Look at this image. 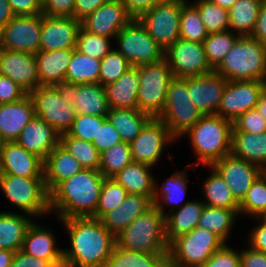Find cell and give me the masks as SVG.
<instances>
[{
  "mask_svg": "<svg viewBox=\"0 0 266 267\" xmlns=\"http://www.w3.org/2000/svg\"><path fill=\"white\" fill-rule=\"evenodd\" d=\"M68 230L71 248L63 249V262L72 267H104L116 245V237L100 219L60 220Z\"/></svg>",
  "mask_w": 266,
  "mask_h": 267,
  "instance_id": "cell-1",
  "label": "cell"
},
{
  "mask_svg": "<svg viewBox=\"0 0 266 267\" xmlns=\"http://www.w3.org/2000/svg\"><path fill=\"white\" fill-rule=\"evenodd\" d=\"M104 176L99 170L83 169L60 182L50 192V210L67 218L93 217L99 202Z\"/></svg>",
  "mask_w": 266,
  "mask_h": 267,
  "instance_id": "cell-2",
  "label": "cell"
},
{
  "mask_svg": "<svg viewBox=\"0 0 266 267\" xmlns=\"http://www.w3.org/2000/svg\"><path fill=\"white\" fill-rule=\"evenodd\" d=\"M233 122L216 114L203 115L184 135L189 136L192 148L198 157L196 166H211L231 153Z\"/></svg>",
  "mask_w": 266,
  "mask_h": 267,
  "instance_id": "cell-3",
  "label": "cell"
},
{
  "mask_svg": "<svg viewBox=\"0 0 266 267\" xmlns=\"http://www.w3.org/2000/svg\"><path fill=\"white\" fill-rule=\"evenodd\" d=\"M214 71L227 81L266 82V45L251 36H239Z\"/></svg>",
  "mask_w": 266,
  "mask_h": 267,
  "instance_id": "cell-4",
  "label": "cell"
},
{
  "mask_svg": "<svg viewBox=\"0 0 266 267\" xmlns=\"http://www.w3.org/2000/svg\"><path fill=\"white\" fill-rule=\"evenodd\" d=\"M116 245L141 253H168L165 215L153 205L116 236Z\"/></svg>",
  "mask_w": 266,
  "mask_h": 267,
  "instance_id": "cell-5",
  "label": "cell"
},
{
  "mask_svg": "<svg viewBox=\"0 0 266 267\" xmlns=\"http://www.w3.org/2000/svg\"><path fill=\"white\" fill-rule=\"evenodd\" d=\"M204 114L192 103L187 81L173 77L167 89L162 112L156 117L169 129L170 135L178 140L183 137Z\"/></svg>",
  "mask_w": 266,
  "mask_h": 267,
  "instance_id": "cell-6",
  "label": "cell"
},
{
  "mask_svg": "<svg viewBox=\"0 0 266 267\" xmlns=\"http://www.w3.org/2000/svg\"><path fill=\"white\" fill-rule=\"evenodd\" d=\"M0 189L10 203L27 215L37 217L51 213L50 193L44 177L0 174Z\"/></svg>",
  "mask_w": 266,
  "mask_h": 267,
  "instance_id": "cell-7",
  "label": "cell"
},
{
  "mask_svg": "<svg viewBox=\"0 0 266 267\" xmlns=\"http://www.w3.org/2000/svg\"><path fill=\"white\" fill-rule=\"evenodd\" d=\"M224 244L216 234L195 227L169 245L167 260L173 267H201Z\"/></svg>",
  "mask_w": 266,
  "mask_h": 267,
  "instance_id": "cell-8",
  "label": "cell"
},
{
  "mask_svg": "<svg viewBox=\"0 0 266 267\" xmlns=\"http://www.w3.org/2000/svg\"><path fill=\"white\" fill-rule=\"evenodd\" d=\"M138 70V109L156 118L165 106L167 89L173 78L172 71L165 58L156 63L139 66Z\"/></svg>",
  "mask_w": 266,
  "mask_h": 267,
  "instance_id": "cell-9",
  "label": "cell"
},
{
  "mask_svg": "<svg viewBox=\"0 0 266 267\" xmlns=\"http://www.w3.org/2000/svg\"><path fill=\"white\" fill-rule=\"evenodd\" d=\"M120 52L131 64L139 67L164 58L165 50L149 35L137 18H133L115 36Z\"/></svg>",
  "mask_w": 266,
  "mask_h": 267,
  "instance_id": "cell-10",
  "label": "cell"
},
{
  "mask_svg": "<svg viewBox=\"0 0 266 267\" xmlns=\"http://www.w3.org/2000/svg\"><path fill=\"white\" fill-rule=\"evenodd\" d=\"M183 3L161 1L141 13L137 19L149 35L166 50L180 38V16Z\"/></svg>",
  "mask_w": 266,
  "mask_h": 267,
  "instance_id": "cell-11",
  "label": "cell"
},
{
  "mask_svg": "<svg viewBox=\"0 0 266 267\" xmlns=\"http://www.w3.org/2000/svg\"><path fill=\"white\" fill-rule=\"evenodd\" d=\"M28 95L33 101L36 117L47 122L60 135L67 133L77 114L72 104L61 98L55 86L39 85Z\"/></svg>",
  "mask_w": 266,
  "mask_h": 267,
  "instance_id": "cell-12",
  "label": "cell"
},
{
  "mask_svg": "<svg viewBox=\"0 0 266 267\" xmlns=\"http://www.w3.org/2000/svg\"><path fill=\"white\" fill-rule=\"evenodd\" d=\"M173 77L201 76L214 69L205 55L203 43L177 39L164 52Z\"/></svg>",
  "mask_w": 266,
  "mask_h": 267,
  "instance_id": "cell-13",
  "label": "cell"
},
{
  "mask_svg": "<svg viewBox=\"0 0 266 267\" xmlns=\"http://www.w3.org/2000/svg\"><path fill=\"white\" fill-rule=\"evenodd\" d=\"M41 14L15 16L0 29V48L36 54L40 48Z\"/></svg>",
  "mask_w": 266,
  "mask_h": 267,
  "instance_id": "cell-14",
  "label": "cell"
},
{
  "mask_svg": "<svg viewBox=\"0 0 266 267\" xmlns=\"http://www.w3.org/2000/svg\"><path fill=\"white\" fill-rule=\"evenodd\" d=\"M61 98L74 107L76 114L107 116L109 104L105 86L99 83L76 84L62 82L54 85Z\"/></svg>",
  "mask_w": 266,
  "mask_h": 267,
  "instance_id": "cell-15",
  "label": "cell"
},
{
  "mask_svg": "<svg viewBox=\"0 0 266 267\" xmlns=\"http://www.w3.org/2000/svg\"><path fill=\"white\" fill-rule=\"evenodd\" d=\"M176 141L169 133L168 127L158 118H152L140 134L129 143L134 162L148 164L152 167L160 160L164 148Z\"/></svg>",
  "mask_w": 266,
  "mask_h": 267,
  "instance_id": "cell-16",
  "label": "cell"
},
{
  "mask_svg": "<svg viewBox=\"0 0 266 267\" xmlns=\"http://www.w3.org/2000/svg\"><path fill=\"white\" fill-rule=\"evenodd\" d=\"M265 81H227L216 115L235 121L241 114L255 108Z\"/></svg>",
  "mask_w": 266,
  "mask_h": 267,
  "instance_id": "cell-17",
  "label": "cell"
},
{
  "mask_svg": "<svg viewBox=\"0 0 266 267\" xmlns=\"http://www.w3.org/2000/svg\"><path fill=\"white\" fill-rule=\"evenodd\" d=\"M211 167L220 174L239 204L254 181L264 172L258 166L235 157L231 153L214 162Z\"/></svg>",
  "mask_w": 266,
  "mask_h": 267,
  "instance_id": "cell-18",
  "label": "cell"
},
{
  "mask_svg": "<svg viewBox=\"0 0 266 267\" xmlns=\"http://www.w3.org/2000/svg\"><path fill=\"white\" fill-rule=\"evenodd\" d=\"M81 21L74 17L46 16L41 14L40 48L54 51L76 48Z\"/></svg>",
  "mask_w": 266,
  "mask_h": 267,
  "instance_id": "cell-19",
  "label": "cell"
},
{
  "mask_svg": "<svg viewBox=\"0 0 266 267\" xmlns=\"http://www.w3.org/2000/svg\"><path fill=\"white\" fill-rule=\"evenodd\" d=\"M133 18L121 0H109L84 18L81 26L91 33L115 39Z\"/></svg>",
  "mask_w": 266,
  "mask_h": 267,
  "instance_id": "cell-20",
  "label": "cell"
},
{
  "mask_svg": "<svg viewBox=\"0 0 266 267\" xmlns=\"http://www.w3.org/2000/svg\"><path fill=\"white\" fill-rule=\"evenodd\" d=\"M192 103L204 114H216L227 80L216 71L201 76L184 77Z\"/></svg>",
  "mask_w": 266,
  "mask_h": 267,
  "instance_id": "cell-21",
  "label": "cell"
},
{
  "mask_svg": "<svg viewBox=\"0 0 266 267\" xmlns=\"http://www.w3.org/2000/svg\"><path fill=\"white\" fill-rule=\"evenodd\" d=\"M0 74L11 78L28 94L40 85L35 54L0 48Z\"/></svg>",
  "mask_w": 266,
  "mask_h": 267,
  "instance_id": "cell-22",
  "label": "cell"
},
{
  "mask_svg": "<svg viewBox=\"0 0 266 267\" xmlns=\"http://www.w3.org/2000/svg\"><path fill=\"white\" fill-rule=\"evenodd\" d=\"M44 161L28 152L15 141L3 142L0 146V174L19 177H44Z\"/></svg>",
  "mask_w": 266,
  "mask_h": 267,
  "instance_id": "cell-23",
  "label": "cell"
},
{
  "mask_svg": "<svg viewBox=\"0 0 266 267\" xmlns=\"http://www.w3.org/2000/svg\"><path fill=\"white\" fill-rule=\"evenodd\" d=\"M15 142L44 161L60 143V134L47 122L35 116L23 128Z\"/></svg>",
  "mask_w": 266,
  "mask_h": 267,
  "instance_id": "cell-24",
  "label": "cell"
},
{
  "mask_svg": "<svg viewBox=\"0 0 266 267\" xmlns=\"http://www.w3.org/2000/svg\"><path fill=\"white\" fill-rule=\"evenodd\" d=\"M35 117L29 95L14 103L0 104V138L2 142L15 141L23 128Z\"/></svg>",
  "mask_w": 266,
  "mask_h": 267,
  "instance_id": "cell-25",
  "label": "cell"
},
{
  "mask_svg": "<svg viewBox=\"0 0 266 267\" xmlns=\"http://www.w3.org/2000/svg\"><path fill=\"white\" fill-rule=\"evenodd\" d=\"M153 206L149 196L128 194L115 209L107 212L100 220L103 226L115 237L118 236L135 218Z\"/></svg>",
  "mask_w": 266,
  "mask_h": 267,
  "instance_id": "cell-26",
  "label": "cell"
},
{
  "mask_svg": "<svg viewBox=\"0 0 266 267\" xmlns=\"http://www.w3.org/2000/svg\"><path fill=\"white\" fill-rule=\"evenodd\" d=\"M84 167L63 146L58 144L44 160L43 175L49 193L62 181L82 171Z\"/></svg>",
  "mask_w": 266,
  "mask_h": 267,
  "instance_id": "cell-27",
  "label": "cell"
},
{
  "mask_svg": "<svg viewBox=\"0 0 266 267\" xmlns=\"http://www.w3.org/2000/svg\"><path fill=\"white\" fill-rule=\"evenodd\" d=\"M74 53V48L54 51L39 50L35 54L40 85L60 84L65 81L66 71Z\"/></svg>",
  "mask_w": 266,
  "mask_h": 267,
  "instance_id": "cell-28",
  "label": "cell"
},
{
  "mask_svg": "<svg viewBox=\"0 0 266 267\" xmlns=\"http://www.w3.org/2000/svg\"><path fill=\"white\" fill-rule=\"evenodd\" d=\"M55 235L45 227L32 222L25 234L22 251L47 261H63V249L56 246Z\"/></svg>",
  "mask_w": 266,
  "mask_h": 267,
  "instance_id": "cell-29",
  "label": "cell"
},
{
  "mask_svg": "<svg viewBox=\"0 0 266 267\" xmlns=\"http://www.w3.org/2000/svg\"><path fill=\"white\" fill-rule=\"evenodd\" d=\"M140 85L138 67H130L118 80L105 86L110 108L137 109V93Z\"/></svg>",
  "mask_w": 266,
  "mask_h": 267,
  "instance_id": "cell-30",
  "label": "cell"
},
{
  "mask_svg": "<svg viewBox=\"0 0 266 267\" xmlns=\"http://www.w3.org/2000/svg\"><path fill=\"white\" fill-rule=\"evenodd\" d=\"M231 154L266 171V132L232 131Z\"/></svg>",
  "mask_w": 266,
  "mask_h": 267,
  "instance_id": "cell-31",
  "label": "cell"
},
{
  "mask_svg": "<svg viewBox=\"0 0 266 267\" xmlns=\"http://www.w3.org/2000/svg\"><path fill=\"white\" fill-rule=\"evenodd\" d=\"M204 207L205 203L203 200L189 201L176 209L177 211L167 212L165 226L168 246L178 237L187 234L197 227Z\"/></svg>",
  "mask_w": 266,
  "mask_h": 267,
  "instance_id": "cell-32",
  "label": "cell"
},
{
  "mask_svg": "<svg viewBox=\"0 0 266 267\" xmlns=\"http://www.w3.org/2000/svg\"><path fill=\"white\" fill-rule=\"evenodd\" d=\"M151 168L148 164L133 161L112 178L122 185L128 194H139L153 199L155 179L150 173Z\"/></svg>",
  "mask_w": 266,
  "mask_h": 267,
  "instance_id": "cell-33",
  "label": "cell"
},
{
  "mask_svg": "<svg viewBox=\"0 0 266 267\" xmlns=\"http://www.w3.org/2000/svg\"><path fill=\"white\" fill-rule=\"evenodd\" d=\"M107 119L120 134L123 142H132L153 118L150 114L137 109L109 108Z\"/></svg>",
  "mask_w": 266,
  "mask_h": 267,
  "instance_id": "cell-34",
  "label": "cell"
},
{
  "mask_svg": "<svg viewBox=\"0 0 266 267\" xmlns=\"http://www.w3.org/2000/svg\"><path fill=\"white\" fill-rule=\"evenodd\" d=\"M188 179L186 176V171L182 170V172H175L172 176L168 177L166 181L163 182L161 185L160 190L157 187L155 181V190L153 196V205L163 214L166 216L164 205H171L169 211L172 212L173 210L180 208L185 203L189 201H184L181 203L186 194V190L188 187L187 183ZM164 204V205H162ZM176 206V207H175Z\"/></svg>",
  "mask_w": 266,
  "mask_h": 267,
  "instance_id": "cell-35",
  "label": "cell"
},
{
  "mask_svg": "<svg viewBox=\"0 0 266 267\" xmlns=\"http://www.w3.org/2000/svg\"><path fill=\"white\" fill-rule=\"evenodd\" d=\"M30 215L0 212V249L13 252L22 249L26 231L33 222Z\"/></svg>",
  "mask_w": 266,
  "mask_h": 267,
  "instance_id": "cell-36",
  "label": "cell"
},
{
  "mask_svg": "<svg viewBox=\"0 0 266 267\" xmlns=\"http://www.w3.org/2000/svg\"><path fill=\"white\" fill-rule=\"evenodd\" d=\"M239 209L210 207L205 205L198 221L197 227L216 234L225 244L230 231L239 217Z\"/></svg>",
  "mask_w": 266,
  "mask_h": 267,
  "instance_id": "cell-37",
  "label": "cell"
},
{
  "mask_svg": "<svg viewBox=\"0 0 266 267\" xmlns=\"http://www.w3.org/2000/svg\"><path fill=\"white\" fill-rule=\"evenodd\" d=\"M263 0H236L229 11V27L239 36H250L254 30Z\"/></svg>",
  "mask_w": 266,
  "mask_h": 267,
  "instance_id": "cell-38",
  "label": "cell"
},
{
  "mask_svg": "<svg viewBox=\"0 0 266 267\" xmlns=\"http://www.w3.org/2000/svg\"><path fill=\"white\" fill-rule=\"evenodd\" d=\"M101 60L82 54L74 48V53L66 71L65 81L76 84L99 83Z\"/></svg>",
  "mask_w": 266,
  "mask_h": 267,
  "instance_id": "cell-39",
  "label": "cell"
},
{
  "mask_svg": "<svg viewBox=\"0 0 266 267\" xmlns=\"http://www.w3.org/2000/svg\"><path fill=\"white\" fill-rule=\"evenodd\" d=\"M168 253H141L115 245L104 267H160Z\"/></svg>",
  "mask_w": 266,
  "mask_h": 267,
  "instance_id": "cell-40",
  "label": "cell"
},
{
  "mask_svg": "<svg viewBox=\"0 0 266 267\" xmlns=\"http://www.w3.org/2000/svg\"><path fill=\"white\" fill-rule=\"evenodd\" d=\"M212 174L203 182V193L206 200L203 202L210 207L227 209H239V203L235 200L229 186L220 174L211 166Z\"/></svg>",
  "mask_w": 266,
  "mask_h": 267,
  "instance_id": "cell-41",
  "label": "cell"
},
{
  "mask_svg": "<svg viewBox=\"0 0 266 267\" xmlns=\"http://www.w3.org/2000/svg\"><path fill=\"white\" fill-rule=\"evenodd\" d=\"M59 144L73 155L85 169L99 170L101 153L91 142L63 133L60 135Z\"/></svg>",
  "mask_w": 266,
  "mask_h": 267,
  "instance_id": "cell-42",
  "label": "cell"
},
{
  "mask_svg": "<svg viewBox=\"0 0 266 267\" xmlns=\"http://www.w3.org/2000/svg\"><path fill=\"white\" fill-rule=\"evenodd\" d=\"M132 162L130 145L122 141L101 153L99 172L105 178H112Z\"/></svg>",
  "mask_w": 266,
  "mask_h": 267,
  "instance_id": "cell-43",
  "label": "cell"
},
{
  "mask_svg": "<svg viewBox=\"0 0 266 267\" xmlns=\"http://www.w3.org/2000/svg\"><path fill=\"white\" fill-rule=\"evenodd\" d=\"M252 218L266 217V172L254 181L245 198L239 204V214Z\"/></svg>",
  "mask_w": 266,
  "mask_h": 267,
  "instance_id": "cell-44",
  "label": "cell"
},
{
  "mask_svg": "<svg viewBox=\"0 0 266 267\" xmlns=\"http://www.w3.org/2000/svg\"><path fill=\"white\" fill-rule=\"evenodd\" d=\"M238 38L239 35L231 30L208 34L203 45L207 60L213 69L222 62Z\"/></svg>",
  "mask_w": 266,
  "mask_h": 267,
  "instance_id": "cell-45",
  "label": "cell"
},
{
  "mask_svg": "<svg viewBox=\"0 0 266 267\" xmlns=\"http://www.w3.org/2000/svg\"><path fill=\"white\" fill-rule=\"evenodd\" d=\"M179 25L183 40L203 43L208 36L201 14L193 3H183Z\"/></svg>",
  "mask_w": 266,
  "mask_h": 267,
  "instance_id": "cell-46",
  "label": "cell"
},
{
  "mask_svg": "<svg viewBox=\"0 0 266 267\" xmlns=\"http://www.w3.org/2000/svg\"><path fill=\"white\" fill-rule=\"evenodd\" d=\"M193 4L201 14L208 34L230 30L228 9L209 0H196Z\"/></svg>",
  "mask_w": 266,
  "mask_h": 267,
  "instance_id": "cell-47",
  "label": "cell"
},
{
  "mask_svg": "<svg viewBox=\"0 0 266 267\" xmlns=\"http://www.w3.org/2000/svg\"><path fill=\"white\" fill-rule=\"evenodd\" d=\"M128 196L127 190L113 178H104L96 213L92 218L101 219L107 212L117 208Z\"/></svg>",
  "mask_w": 266,
  "mask_h": 267,
  "instance_id": "cell-48",
  "label": "cell"
},
{
  "mask_svg": "<svg viewBox=\"0 0 266 267\" xmlns=\"http://www.w3.org/2000/svg\"><path fill=\"white\" fill-rule=\"evenodd\" d=\"M76 50L102 60L112 50L111 38L91 33L81 26L77 36Z\"/></svg>",
  "mask_w": 266,
  "mask_h": 267,
  "instance_id": "cell-49",
  "label": "cell"
},
{
  "mask_svg": "<svg viewBox=\"0 0 266 267\" xmlns=\"http://www.w3.org/2000/svg\"><path fill=\"white\" fill-rule=\"evenodd\" d=\"M131 66L128 60L115 48L100 63L99 84L106 86L118 80Z\"/></svg>",
  "mask_w": 266,
  "mask_h": 267,
  "instance_id": "cell-50",
  "label": "cell"
},
{
  "mask_svg": "<svg viewBox=\"0 0 266 267\" xmlns=\"http://www.w3.org/2000/svg\"><path fill=\"white\" fill-rule=\"evenodd\" d=\"M106 119V116L77 114L67 134L92 143L94 137H97L98 123H103Z\"/></svg>",
  "mask_w": 266,
  "mask_h": 267,
  "instance_id": "cell-51",
  "label": "cell"
},
{
  "mask_svg": "<svg viewBox=\"0 0 266 267\" xmlns=\"http://www.w3.org/2000/svg\"><path fill=\"white\" fill-rule=\"evenodd\" d=\"M232 131L264 133L266 132V119L256 108H252L233 121Z\"/></svg>",
  "mask_w": 266,
  "mask_h": 267,
  "instance_id": "cell-52",
  "label": "cell"
},
{
  "mask_svg": "<svg viewBox=\"0 0 266 267\" xmlns=\"http://www.w3.org/2000/svg\"><path fill=\"white\" fill-rule=\"evenodd\" d=\"M120 142H122L120 134L108 119L103 123H98L97 137H94L92 144L100 153Z\"/></svg>",
  "mask_w": 266,
  "mask_h": 267,
  "instance_id": "cell-53",
  "label": "cell"
},
{
  "mask_svg": "<svg viewBox=\"0 0 266 267\" xmlns=\"http://www.w3.org/2000/svg\"><path fill=\"white\" fill-rule=\"evenodd\" d=\"M201 267H240V252L224 244Z\"/></svg>",
  "mask_w": 266,
  "mask_h": 267,
  "instance_id": "cell-54",
  "label": "cell"
},
{
  "mask_svg": "<svg viewBox=\"0 0 266 267\" xmlns=\"http://www.w3.org/2000/svg\"><path fill=\"white\" fill-rule=\"evenodd\" d=\"M28 93L6 75L0 74V104L22 100Z\"/></svg>",
  "mask_w": 266,
  "mask_h": 267,
  "instance_id": "cell-55",
  "label": "cell"
},
{
  "mask_svg": "<svg viewBox=\"0 0 266 267\" xmlns=\"http://www.w3.org/2000/svg\"><path fill=\"white\" fill-rule=\"evenodd\" d=\"M75 0H44L42 14L46 16L73 17Z\"/></svg>",
  "mask_w": 266,
  "mask_h": 267,
  "instance_id": "cell-56",
  "label": "cell"
},
{
  "mask_svg": "<svg viewBox=\"0 0 266 267\" xmlns=\"http://www.w3.org/2000/svg\"><path fill=\"white\" fill-rule=\"evenodd\" d=\"M63 261H47L25 254L22 250L14 253L11 267H54Z\"/></svg>",
  "mask_w": 266,
  "mask_h": 267,
  "instance_id": "cell-57",
  "label": "cell"
},
{
  "mask_svg": "<svg viewBox=\"0 0 266 267\" xmlns=\"http://www.w3.org/2000/svg\"><path fill=\"white\" fill-rule=\"evenodd\" d=\"M15 16H32L42 14L39 0H8Z\"/></svg>",
  "mask_w": 266,
  "mask_h": 267,
  "instance_id": "cell-58",
  "label": "cell"
},
{
  "mask_svg": "<svg viewBox=\"0 0 266 267\" xmlns=\"http://www.w3.org/2000/svg\"><path fill=\"white\" fill-rule=\"evenodd\" d=\"M255 219H258L259 224L248 234L249 246L256 251L266 253V218Z\"/></svg>",
  "mask_w": 266,
  "mask_h": 267,
  "instance_id": "cell-59",
  "label": "cell"
},
{
  "mask_svg": "<svg viewBox=\"0 0 266 267\" xmlns=\"http://www.w3.org/2000/svg\"><path fill=\"white\" fill-rule=\"evenodd\" d=\"M108 1L109 0H75L73 17L79 21H82Z\"/></svg>",
  "mask_w": 266,
  "mask_h": 267,
  "instance_id": "cell-60",
  "label": "cell"
},
{
  "mask_svg": "<svg viewBox=\"0 0 266 267\" xmlns=\"http://www.w3.org/2000/svg\"><path fill=\"white\" fill-rule=\"evenodd\" d=\"M240 267H266V253L249 249L240 251Z\"/></svg>",
  "mask_w": 266,
  "mask_h": 267,
  "instance_id": "cell-61",
  "label": "cell"
},
{
  "mask_svg": "<svg viewBox=\"0 0 266 267\" xmlns=\"http://www.w3.org/2000/svg\"><path fill=\"white\" fill-rule=\"evenodd\" d=\"M250 36L266 45V0H263L260 6L258 18Z\"/></svg>",
  "mask_w": 266,
  "mask_h": 267,
  "instance_id": "cell-62",
  "label": "cell"
},
{
  "mask_svg": "<svg viewBox=\"0 0 266 267\" xmlns=\"http://www.w3.org/2000/svg\"><path fill=\"white\" fill-rule=\"evenodd\" d=\"M121 2L126 6L127 11L134 18H137L141 13L152 8L161 0H121Z\"/></svg>",
  "mask_w": 266,
  "mask_h": 267,
  "instance_id": "cell-63",
  "label": "cell"
},
{
  "mask_svg": "<svg viewBox=\"0 0 266 267\" xmlns=\"http://www.w3.org/2000/svg\"><path fill=\"white\" fill-rule=\"evenodd\" d=\"M15 17L8 0H0V29Z\"/></svg>",
  "mask_w": 266,
  "mask_h": 267,
  "instance_id": "cell-64",
  "label": "cell"
},
{
  "mask_svg": "<svg viewBox=\"0 0 266 267\" xmlns=\"http://www.w3.org/2000/svg\"><path fill=\"white\" fill-rule=\"evenodd\" d=\"M14 253L10 250L0 249V267H11Z\"/></svg>",
  "mask_w": 266,
  "mask_h": 267,
  "instance_id": "cell-65",
  "label": "cell"
},
{
  "mask_svg": "<svg viewBox=\"0 0 266 267\" xmlns=\"http://www.w3.org/2000/svg\"><path fill=\"white\" fill-rule=\"evenodd\" d=\"M255 108L265 117L266 119V85L260 93L258 103Z\"/></svg>",
  "mask_w": 266,
  "mask_h": 267,
  "instance_id": "cell-66",
  "label": "cell"
},
{
  "mask_svg": "<svg viewBox=\"0 0 266 267\" xmlns=\"http://www.w3.org/2000/svg\"><path fill=\"white\" fill-rule=\"evenodd\" d=\"M209 1L219 5L221 7H224L226 9H230L236 0H209Z\"/></svg>",
  "mask_w": 266,
  "mask_h": 267,
  "instance_id": "cell-67",
  "label": "cell"
},
{
  "mask_svg": "<svg viewBox=\"0 0 266 267\" xmlns=\"http://www.w3.org/2000/svg\"><path fill=\"white\" fill-rule=\"evenodd\" d=\"M161 1H169V2H179V3H189L187 0H161Z\"/></svg>",
  "mask_w": 266,
  "mask_h": 267,
  "instance_id": "cell-68",
  "label": "cell"
},
{
  "mask_svg": "<svg viewBox=\"0 0 266 267\" xmlns=\"http://www.w3.org/2000/svg\"><path fill=\"white\" fill-rule=\"evenodd\" d=\"M54 267H72V266L67 264V263H65V262H62V263H60L58 265H55Z\"/></svg>",
  "mask_w": 266,
  "mask_h": 267,
  "instance_id": "cell-69",
  "label": "cell"
},
{
  "mask_svg": "<svg viewBox=\"0 0 266 267\" xmlns=\"http://www.w3.org/2000/svg\"><path fill=\"white\" fill-rule=\"evenodd\" d=\"M160 267H173L168 260H166Z\"/></svg>",
  "mask_w": 266,
  "mask_h": 267,
  "instance_id": "cell-70",
  "label": "cell"
}]
</instances>
